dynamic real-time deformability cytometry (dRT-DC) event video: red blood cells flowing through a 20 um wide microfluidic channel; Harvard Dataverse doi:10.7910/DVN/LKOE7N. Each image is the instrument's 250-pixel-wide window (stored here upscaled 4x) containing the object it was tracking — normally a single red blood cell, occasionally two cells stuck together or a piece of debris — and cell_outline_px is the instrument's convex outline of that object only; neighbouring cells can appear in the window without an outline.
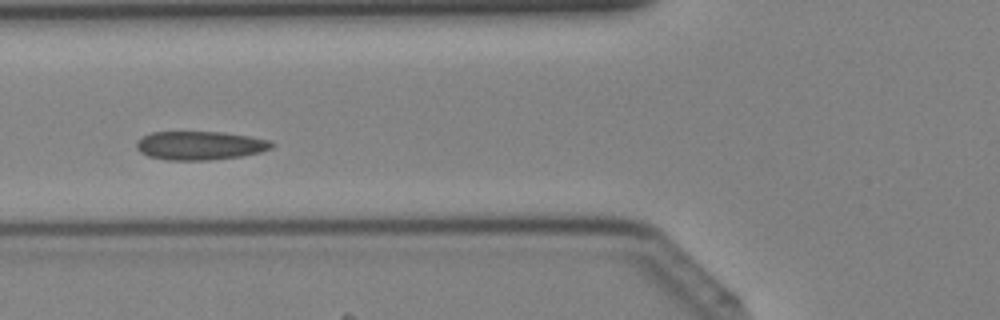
{"species": "Egyptian fruit bat (a non-hibernating species)", "species_latin": "Rousettus aegyptiacus", "temperature_condition": "cold", "stored_images_in_passage": 32, "camera_frame_rate_fps": 3000, "um_per_image_px": 0.085, "animal": {"sex": "female"}, "frame": {"image": 1, "passage_image": 10, "time_ms": 3.0, "image_size_px": [1000, 320], "cell_outline_px": [[276, 144], [272, 148], [260, 152], [240, 156], [208, 160], [164, 160], [148, 156], [140, 152], [136, 148], [136, 144], [144, 136], [152, 132], [220, 132], [248, 136], [268, 140]], "centroid_in_image_um": [16.99, 12.37], "position_along_channel_um": 108.8, "area_um2": 22.43}}
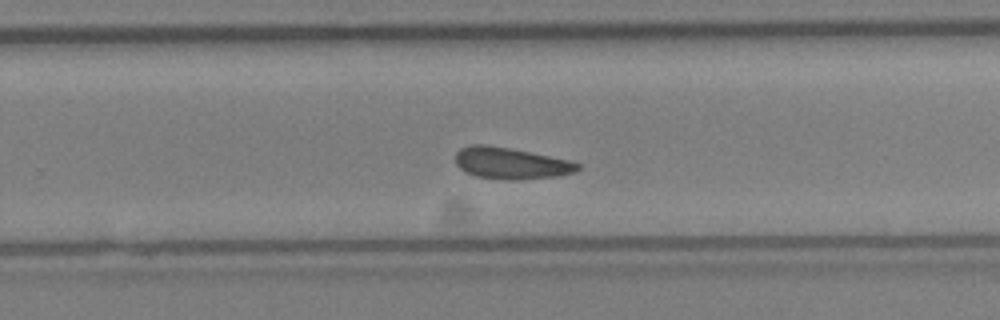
{"frame": {"image": 2, "passage_image": 21, "time_ms": 6.667, "image_size_px": [1000, 320], "cell_outline_px": [[580, 168], [576, 172], [560, 176], [516, 180], [508, 180], [476, 176], [460, 168], [456, 164], [456, 152], [460, 148], [472, 144], [484, 144], [508, 148], [572, 160], [580, 164]], "centroid_in_image_um": [43.46, 13.88], "position_along_channel_um": 286.3, "area_um2": 22.48}}
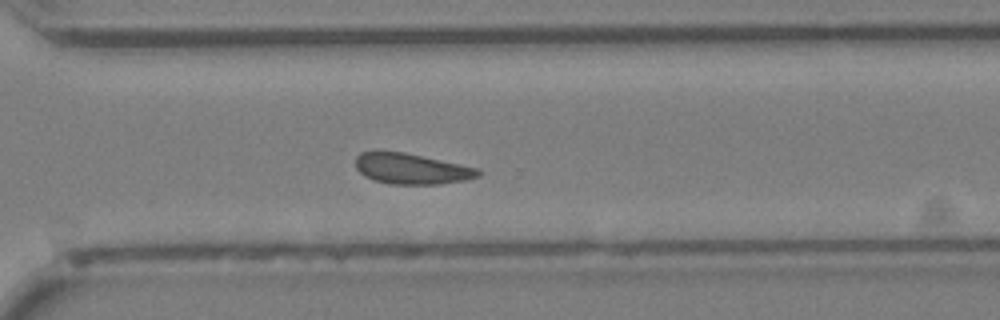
{"frame": {"image": 3, "passage_image": 24, "time_ms": 7.667, "image_size_px": [1000, 320], "cell_outline_px": [[480, 176], [468, 180], [440, 184], [392, 184], [372, 180], [364, 176], [356, 168], [356, 156], [360, 152], [404, 152], [480, 168]], "centroid_in_image_um": [35.01, 14.36], "position_along_channel_um": 335.6, "area_um2": 21.96}}